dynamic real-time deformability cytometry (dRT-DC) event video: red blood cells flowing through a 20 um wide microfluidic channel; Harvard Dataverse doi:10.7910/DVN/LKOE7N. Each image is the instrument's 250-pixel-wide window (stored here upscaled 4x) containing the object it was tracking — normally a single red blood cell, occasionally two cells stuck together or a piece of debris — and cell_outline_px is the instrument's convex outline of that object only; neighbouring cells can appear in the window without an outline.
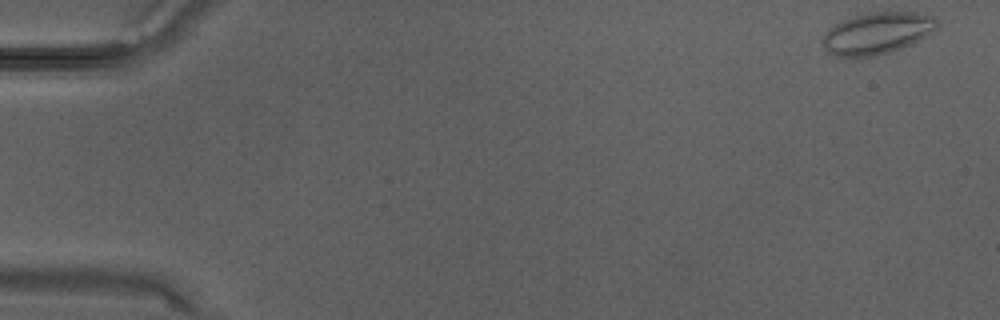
{"species": "Egyptian fruit bat (a non-hibernating species)", "species_latin": "Rousettus aegyptiacus", "temperature_condition": "warm", "stored_images_in_passage": 9, "camera_frame_rate_fps": 3000, "um_per_image_px": 0.085, "animal": {"sex": "male"}, "frame": {"image": 1, "passage_image": 1, "time_ms": 0.0, "image_size_px": [1000, 320], "cell_outline_px": [[940, 24], [936, 28], [912, 44], [888, 52], [872, 56], [832, 56], [824, 48], [824, 36], [828, 28], [840, 20], [868, 12], [916, 12], [932, 16], [940, 20]], "centroid_in_image_um": [74.56, 2.8], "position_along_channel_um": 10.4, "area_um2": 27.69}}